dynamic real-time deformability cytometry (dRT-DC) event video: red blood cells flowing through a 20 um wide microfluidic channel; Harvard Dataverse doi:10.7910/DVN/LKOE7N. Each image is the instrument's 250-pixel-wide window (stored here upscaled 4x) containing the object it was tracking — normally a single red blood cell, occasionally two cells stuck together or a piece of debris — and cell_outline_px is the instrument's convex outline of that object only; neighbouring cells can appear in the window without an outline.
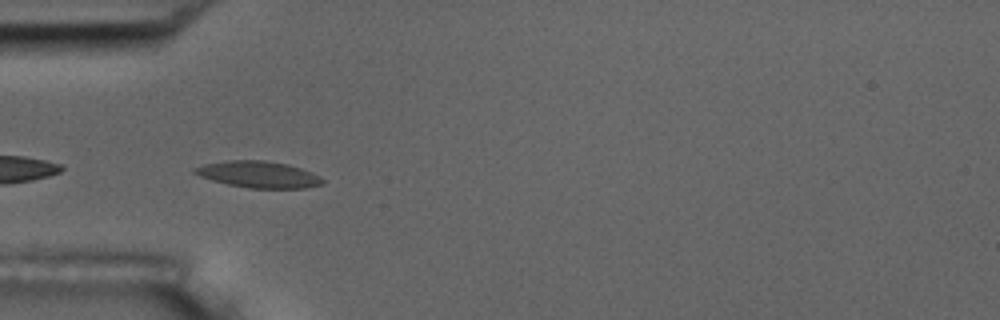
{"species": "common noctule bat (a hibernating species)", "species_latin": "Nyctalus noctula", "temperature_condition": "room temperature", "stored_images_in_passage": 4, "camera_frame_rate_fps": 3000, "um_per_image_px": 0.085, "animal": {"sex": "male", "body_mass_g": 17.5, "forearm_length_mm": 52.3}, "frame": {"image": 1, "passage_image": 4, "time_ms": 3.667, "image_size_px": [1000, 320], "cell_outline_px": [[324, 184], [304, 188], [248, 188], [228, 184], [212, 180], [200, 176], [192, 172], [192, 168], [204, 164], [228, 160], [264, 160], [288, 164], [312, 172], [320, 176], [324, 180]], "centroid_in_image_um": [21.98, 14.82], "position_along_channel_um": 63.0, "area_um2": 19.83}}